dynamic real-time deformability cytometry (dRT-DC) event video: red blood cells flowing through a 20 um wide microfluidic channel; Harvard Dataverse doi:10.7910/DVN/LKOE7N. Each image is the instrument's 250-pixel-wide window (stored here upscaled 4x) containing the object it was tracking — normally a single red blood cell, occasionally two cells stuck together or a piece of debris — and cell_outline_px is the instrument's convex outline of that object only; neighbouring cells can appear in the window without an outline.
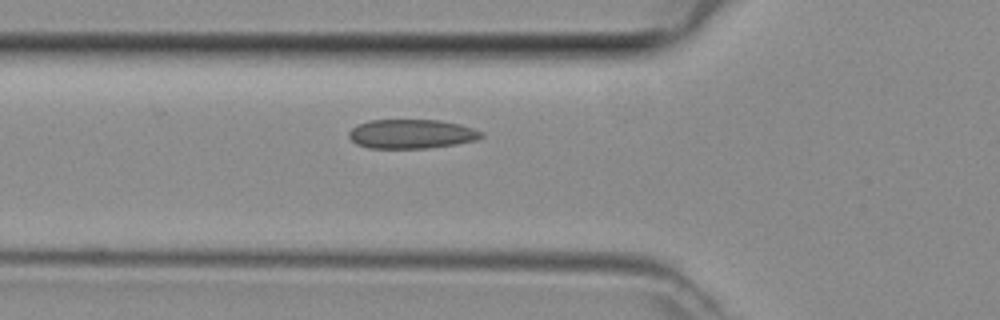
{"species": "common noctule bat (a hibernating species)", "species_latin": "Nyctalus noctula", "temperature_condition": "room temperature", "stored_images_in_passage": 2, "camera_frame_rate_fps": 3000, "um_per_image_px": 0.085, "animal": {"sex": "female", "body_mass_g": 29.2, "forearm_length_mm": 56.3}, "frame": {"image": 1, "passage_image": 2, "time_ms": 0.333, "image_size_px": [1000, 320], "cell_outline_px": [[484, 136], [476, 140], [456, 144], [428, 148], [368, 148], [356, 144], [348, 136], [348, 132], [356, 124], [368, 120], [440, 120], [460, 124], [484, 132]], "centroid_in_image_um": [34.96, 11.38], "position_along_channel_um": 90.8, "area_um2": 22.72}}